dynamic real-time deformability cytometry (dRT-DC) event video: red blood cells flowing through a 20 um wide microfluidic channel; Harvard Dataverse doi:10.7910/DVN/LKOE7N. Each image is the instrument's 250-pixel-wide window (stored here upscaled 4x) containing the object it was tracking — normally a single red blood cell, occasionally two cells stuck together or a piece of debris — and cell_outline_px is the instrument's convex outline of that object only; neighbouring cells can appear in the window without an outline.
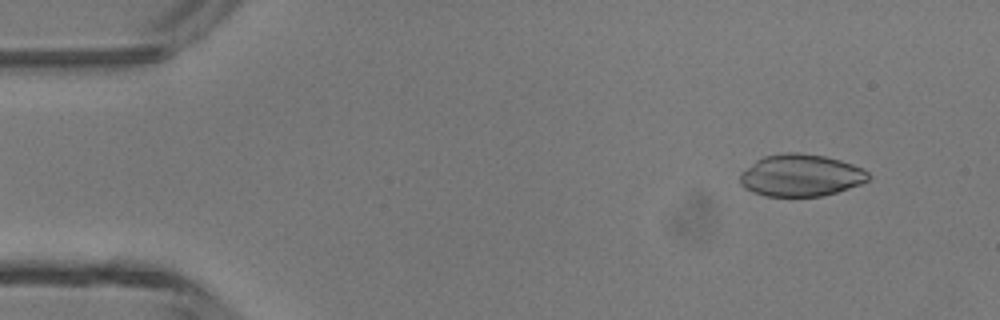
{"species": "common noctule bat (a hibernating species)", "species_latin": "Nyctalus noctula", "temperature_condition": "room temperature", "stored_images_in_passage": 46, "camera_frame_rate_fps": 3000, "um_per_image_px": 0.085, "animal": {"sex": "male", "body_mass_g": 13.3}, "frame": {"image": 1, "passage_image": 4, "time_ms": 1.0, "image_size_px": [1000, 320], "cell_outline_px": [[872, 176], [868, 180], [860, 184], [836, 192], [820, 196], [764, 196], [752, 192], [744, 188], [740, 184], [740, 172], [756, 160], [764, 156], [784, 152], [800, 152], [824, 156], [840, 160], [864, 168]], "centroid_in_image_um": [68.05, 14.9], "position_along_channel_um": 16.9, "area_um2": 31.67}}
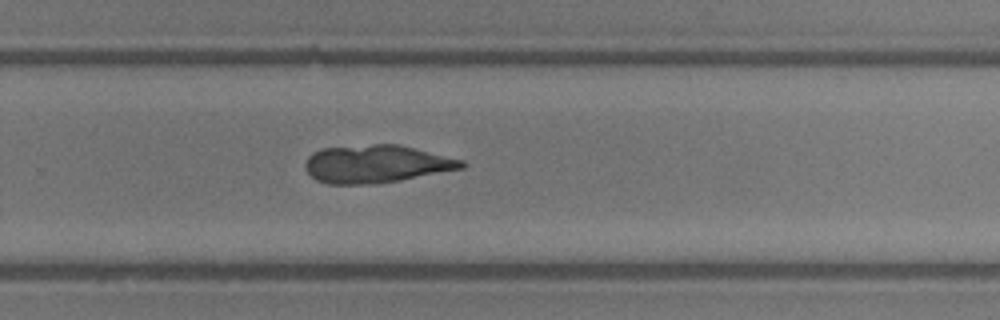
{"frame": {"image": 2, "passage_image": 30, "time_ms": 9.667, "image_size_px": [1000, 320], "cell_outline_px": [[468, 164], [464, 168], [400, 180], [376, 184], [328, 184], [316, 180], [304, 168], [304, 164], [308, 156], [312, 152], [320, 148], [372, 144], [400, 144], [464, 160]], "centroid_in_image_um": [31.98, 13.93], "position_along_channel_um": 297.8, "area_um2": 34.8}}
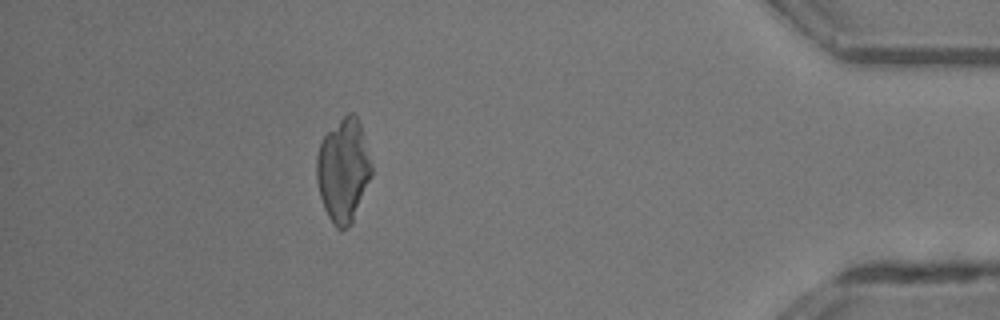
{"frame": {"image": 3, "passage_image": 41, "time_ms": 13.333, "image_size_px": [1000, 320], "cell_outline_px": [[372, 176], [352, 224], [348, 228], [340, 232], [332, 224], [324, 208], [320, 196], [316, 180], [316, 156], [320, 144], [324, 136], [348, 112], [352, 112], [356, 116], [360, 124], [372, 164]], "centroid_in_image_um": [29.18, 14.54], "position_along_channel_um": 406.0, "area_um2": 33.29}}